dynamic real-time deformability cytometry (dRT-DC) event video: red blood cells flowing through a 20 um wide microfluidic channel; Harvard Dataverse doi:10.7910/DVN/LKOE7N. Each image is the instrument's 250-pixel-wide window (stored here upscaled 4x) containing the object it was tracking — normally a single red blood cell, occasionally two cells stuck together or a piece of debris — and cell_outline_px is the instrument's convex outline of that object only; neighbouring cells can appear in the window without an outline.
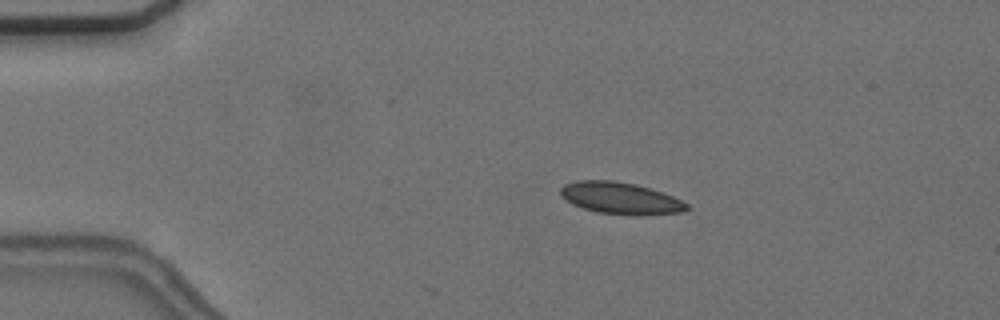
{"species": "common noctule bat (a hibernating species)", "species_latin": "Nyctalus noctula", "temperature_condition": "cold", "stored_images_in_passage": 5, "camera_frame_rate_fps": 3000, "um_per_image_px": 0.085, "animal": {"sex": "female", "body_mass_g": 24.6, "forearm_length_mm": 56.2}, "frame": {"image": 1, "passage_image": 3, "time_ms": 2.333, "image_size_px": [1000, 320], "cell_outline_px": [[692, 208], [680, 212], [636, 216], [600, 212], [584, 208], [572, 204], [560, 196], [560, 188], [564, 184], [576, 180], [612, 180], [636, 184], [672, 196], [688, 204]], "centroid_in_image_um": [52.72, 16.84], "position_along_channel_um": 32.3, "area_um2": 23.35}}
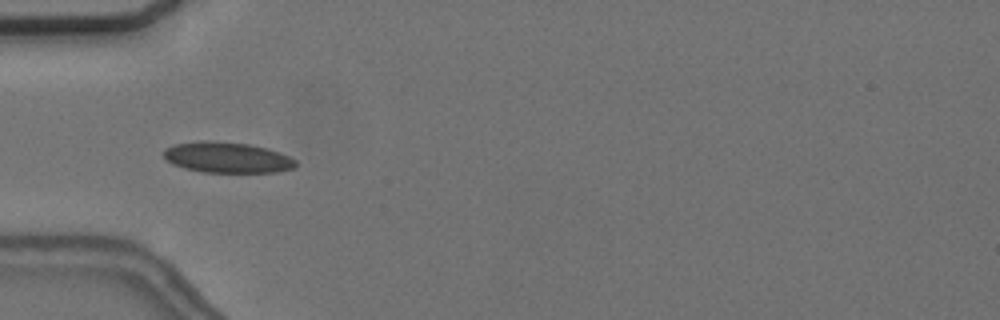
{"frame": {"image": 2, "passage_image": 5, "time_ms": 4.667, "image_size_px": [1000, 320], "cell_outline_px": [[296, 164], [292, 168], [276, 172], [204, 172], [184, 168], [172, 164], [164, 156], [164, 148], [176, 144], [200, 140], [208, 140], [248, 144], [268, 148], [288, 156], [296, 160]], "centroid_in_image_um": [19.29, 13.38], "position_along_channel_um": 65.7, "area_um2": 23.52}}